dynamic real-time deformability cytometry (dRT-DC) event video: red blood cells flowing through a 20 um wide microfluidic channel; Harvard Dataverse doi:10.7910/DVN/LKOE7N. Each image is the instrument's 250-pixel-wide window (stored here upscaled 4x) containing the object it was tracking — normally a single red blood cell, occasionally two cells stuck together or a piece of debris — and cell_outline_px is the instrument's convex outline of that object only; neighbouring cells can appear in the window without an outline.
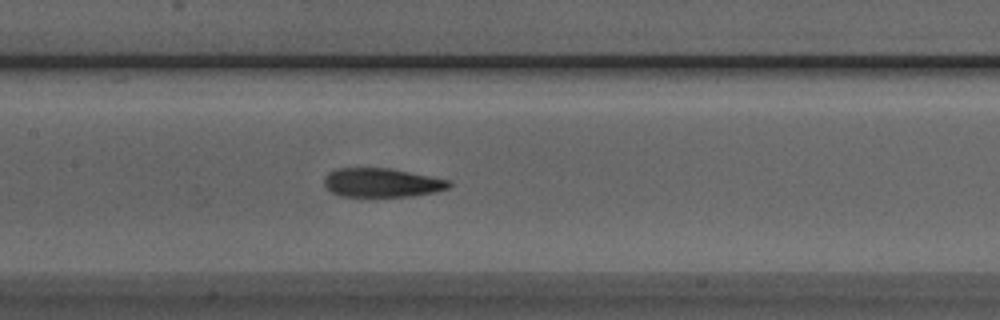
{"species": "Egyptian fruit bat (a non-hibernating species)", "species_latin": "Rousettus aegyptiacus", "temperature_condition": "room temperature", "stored_images_in_passage": 40, "camera_frame_rate_fps": 3000, "um_per_image_px": 0.085, "animal": {"sex": "male"}, "frame": {"image": 1, "passage_image": 14, "time_ms": 4.333, "image_size_px": [1000, 320], "cell_outline_px": [[452, 184], [448, 188], [436, 192], [412, 196], [340, 196], [332, 192], [324, 184], [324, 180], [328, 172], [336, 168], [388, 168], [452, 180]], "centroid_in_image_um": [32.48, 15.52], "position_along_channel_um": 174.9, "area_um2": 21.04}}
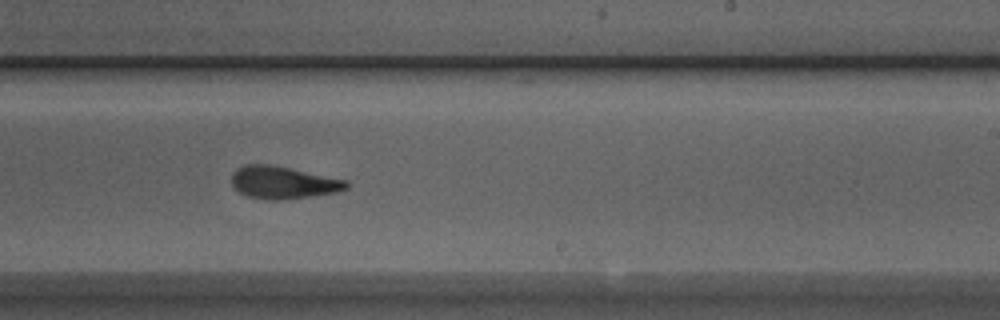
{"frame": {"image": 2, "passage_image": 21, "time_ms": 6.667, "image_size_px": [1000, 320], "cell_outline_px": [[348, 188], [336, 192], [280, 200], [268, 200], [248, 196], [240, 192], [232, 184], [232, 172], [236, 168], [244, 164], [272, 164], [348, 180]], "centroid_in_image_um": [24.05, 15.49], "position_along_channel_um": 265.0, "area_um2": 21.68}}
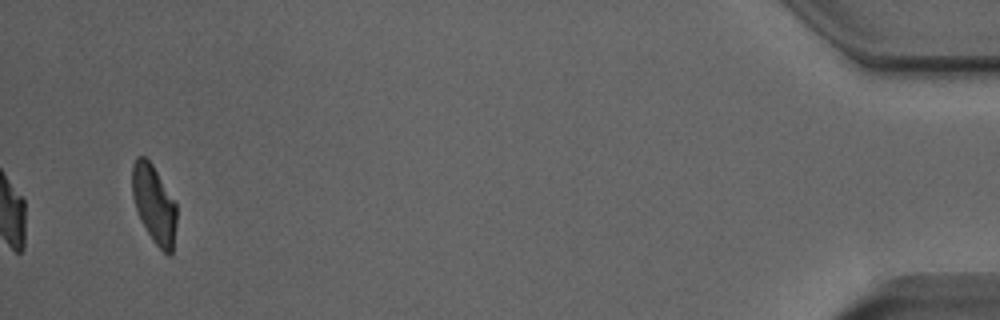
{"frame": {"image": 3, "passage_image": 40, "time_ms": 13.0, "image_size_px": [1000, 320], "cell_outline_px": [[176, 224], [172, 252], [168, 256], [156, 244], [140, 220], [132, 196], [132, 164], [136, 156], [144, 156], [152, 164], [176, 204]], "centroid_in_image_um": [13.08, 17.34], "position_along_channel_um": 422.1, "area_um2": 19.94}, "authors_computed_cell_mechanics": {"area_um2": 21.9351, "velocity_mm_per_s": 3.8721, "shape_relaxation_time_tau1_ms": 6.8838, "shape_relaxation_time_tau2_ms": 2.1366, "deformation_change_tau1": 0.2191, "deformation_change_tau2": 0.0994}}